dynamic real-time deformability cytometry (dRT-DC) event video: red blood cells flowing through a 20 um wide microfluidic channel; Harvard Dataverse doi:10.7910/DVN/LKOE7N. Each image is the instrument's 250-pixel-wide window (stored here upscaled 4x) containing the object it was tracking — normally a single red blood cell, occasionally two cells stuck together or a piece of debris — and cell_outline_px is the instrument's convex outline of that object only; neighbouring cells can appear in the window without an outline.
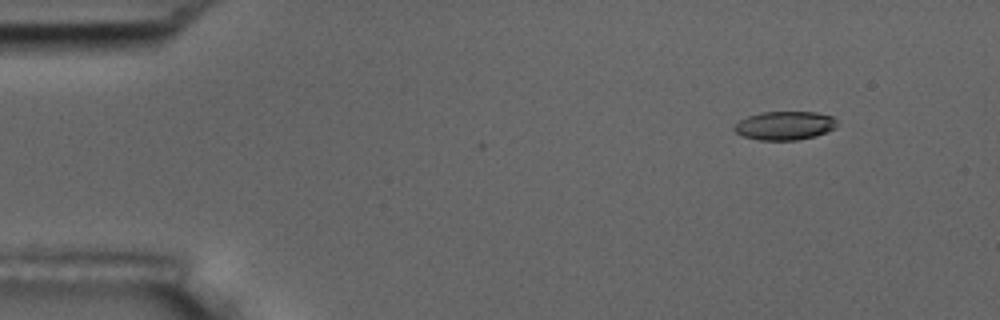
{"species": "common noctule bat (a hibernating species)", "species_latin": "Nyctalus noctula", "temperature_condition": "room temperature", "stored_images_in_passage": 5, "camera_frame_rate_fps": 3000, "um_per_image_px": 0.085, "animal": {"sex": "male", "body_mass_g": 17.5, "forearm_length_mm": 52.3}, "frame": {"image": 1, "passage_image": 2, "time_ms": 0.333, "image_size_px": [1000, 320], "cell_outline_px": [[840, 124], [836, 128], [816, 136], [796, 140], [760, 140], [744, 136], [736, 132], [732, 128], [740, 120], [748, 116], [764, 112], [816, 112], [832, 116]], "centroid_in_image_um": [66.75, 10.67], "position_along_channel_um": 18.2, "area_um2": 17.17}}
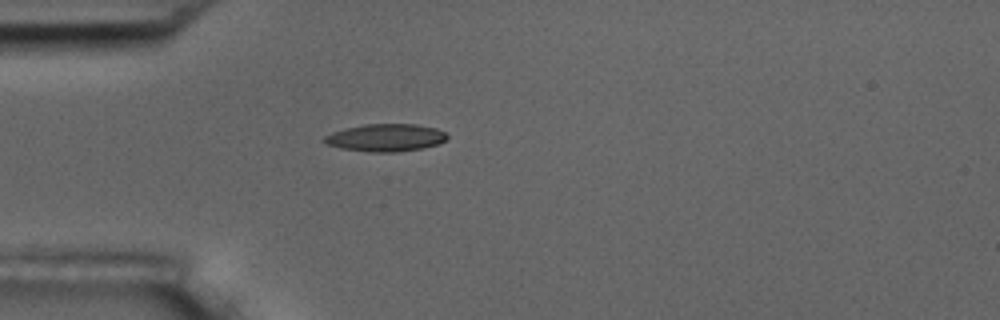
{"frame": {"image": 2, "passage_image": 5, "time_ms": 1.333, "image_size_px": [1000, 320], "cell_outline_px": [[448, 136], [444, 140], [436, 144], [420, 148], [396, 152], [368, 152], [340, 148], [328, 144], [320, 140], [324, 136], [332, 132], [344, 128], [364, 124], [416, 124], [436, 128], [444, 132]], "centroid_in_image_um": [32.72, 11.69], "position_along_channel_um": 52.3, "area_um2": 19.65}}